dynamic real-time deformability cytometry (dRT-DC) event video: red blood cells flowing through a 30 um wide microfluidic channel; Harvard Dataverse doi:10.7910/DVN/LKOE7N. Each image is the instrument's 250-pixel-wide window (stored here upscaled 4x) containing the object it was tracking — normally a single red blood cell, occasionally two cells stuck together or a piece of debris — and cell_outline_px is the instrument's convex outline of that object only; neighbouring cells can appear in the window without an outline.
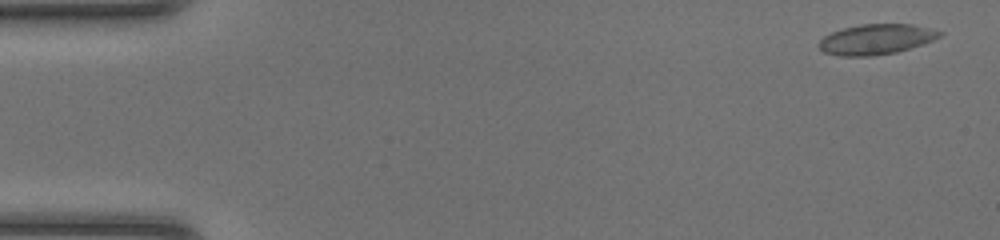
{"species": "common noctule bat (a hibernating species)", "species_latin": "Nyctalus noctula", "temperature_condition": "room temperature", "stored_images_in_passage": 48, "camera_frame_rate_fps": 3000, "um_per_image_px": 0.085, "animal": {"sex": "female", "body_mass_g": 20.0, "forearm_length_mm": 54.0}, "frame": {"image": 1, "passage_image": 2, "time_ms": 0.333, "image_size_px": [1000, 240], "cell_outline_px": [[944, 32], [940, 36], [932, 40], [896, 52], [868, 56], [840, 56], [824, 52], [816, 44], [824, 36], [832, 32], [844, 28], [860, 24], [912, 24]], "centroid_in_image_um": [74.43, 3.33], "position_along_channel_um": 10.6, "area_um2": 21.04}}
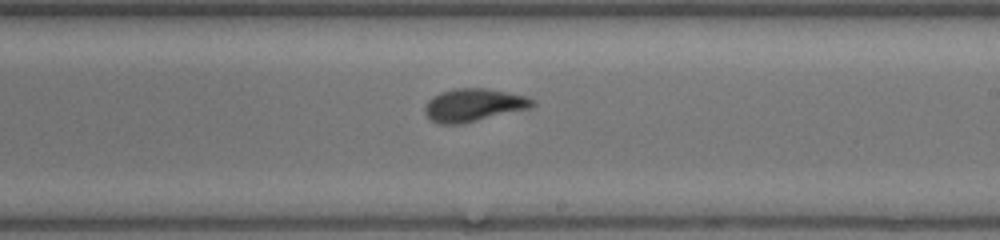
{"frame": {"image": 2, "passage_image": 28, "time_ms": 9.0, "image_size_px": [1000, 240], "cell_outline_px": [[536, 104], [532, 108], [460, 124], [440, 124], [432, 120], [424, 112], [424, 108], [428, 100], [432, 96], [440, 92], [452, 88], [488, 88], [528, 96], [536, 100]], "centroid_in_image_um": [40.29, 8.91], "position_along_channel_um": 248.7, "area_um2": 20.87}}
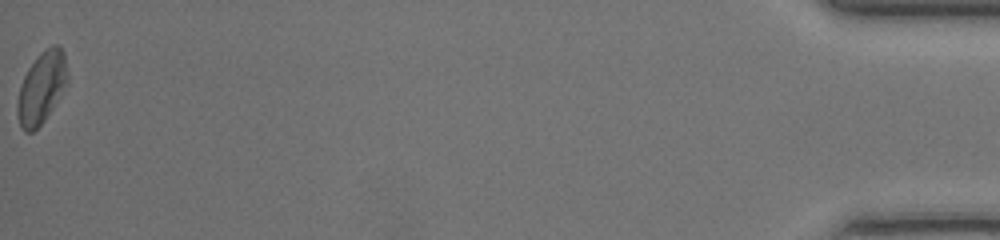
{"frame": {"image": 3, "passage_image": 48, "time_ms": 15.667, "image_size_px": [1000, 240], "cell_outline_px": [[68, 76], [64, 84], [44, 120], [32, 132], [24, 132], [20, 128], [16, 112], [16, 104], [20, 88], [24, 76], [28, 68], [40, 52], [44, 48], [52, 44], [60, 44], [64, 52]], "centroid_in_image_um": [3.49, 7.41], "position_along_channel_um": 431.7, "area_um2": 20.52}, "authors_computed_cell_mechanics": {"area_um2": 20.5479, "velocity_mm_per_s": 4.3127, "shape_relaxation_time_tau1_ms": 5.8875, "shape_relaxation_time_tau2_ms": 1.5977, "deformation_change_tau1": 0.1795, "deformation_change_tau2": 0.0725}}